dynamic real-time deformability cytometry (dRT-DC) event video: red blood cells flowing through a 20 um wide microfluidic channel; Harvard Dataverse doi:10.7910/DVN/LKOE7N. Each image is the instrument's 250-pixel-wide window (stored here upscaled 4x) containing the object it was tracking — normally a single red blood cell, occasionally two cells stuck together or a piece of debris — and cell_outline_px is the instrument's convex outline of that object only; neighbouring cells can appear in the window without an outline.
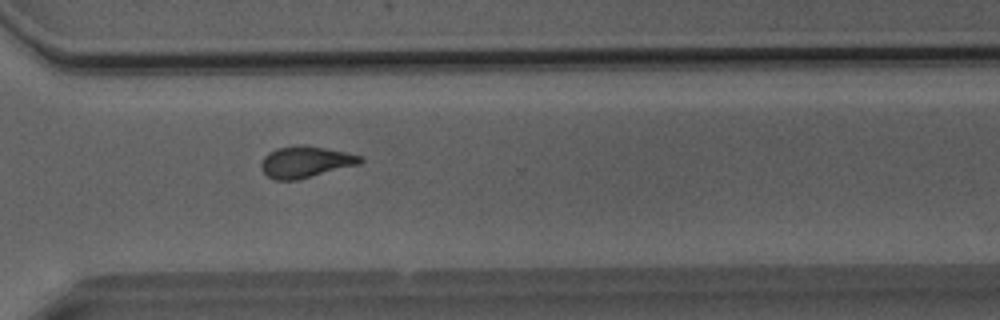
{"species": "Egyptian fruit bat (a non-hibernating species)", "species_latin": "Rousettus aegyptiacus", "temperature_condition": "room temperature", "stored_images_in_passage": 34, "camera_frame_rate_fps": 3000, "um_per_image_px": 0.085, "animal": {"sex": "male"}, "frame": {"image": 1, "passage_image": 26, "time_ms": 8.333, "image_size_px": [1000, 320], "cell_outline_px": [[364, 160], [360, 164], [296, 180], [276, 180], [268, 176], [260, 168], [260, 164], [264, 156], [268, 152], [276, 148], [324, 148], [364, 156]], "centroid_in_image_um": [25.98, 13.81], "position_along_channel_um": 344.6, "area_um2": 17.46}, "authors_computed_cell_mechanics": {"area_um2": 17.5712, "velocity_mm_per_s": 4.0526, "shape_relaxation_time_tau1_ms": null, "shape_relaxation_time_tau2_ms": 2.087, "deformation_change_tau1": null, "deformation_change_tau2": 0.104}}